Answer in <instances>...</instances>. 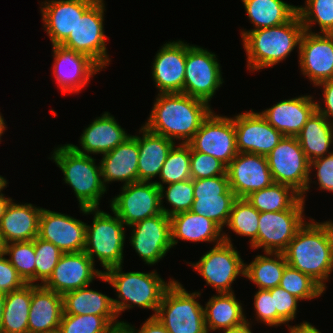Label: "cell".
<instances>
[{"instance_id":"cell-1","label":"cell","mask_w":333,"mask_h":333,"mask_svg":"<svg viewBox=\"0 0 333 333\" xmlns=\"http://www.w3.org/2000/svg\"><path fill=\"white\" fill-rule=\"evenodd\" d=\"M212 111L207 102L184 93H158L143 126L174 143L188 144Z\"/></svg>"},{"instance_id":"cell-2","label":"cell","mask_w":333,"mask_h":333,"mask_svg":"<svg viewBox=\"0 0 333 333\" xmlns=\"http://www.w3.org/2000/svg\"><path fill=\"white\" fill-rule=\"evenodd\" d=\"M306 221L283 252L288 265L309 275L325 291L333 266V221Z\"/></svg>"},{"instance_id":"cell-3","label":"cell","mask_w":333,"mask_h":333,"mask_svg":"<svg viewBox=\"0 0 333 333\" xmlns=\"http://www.w3.org/2000/svg\"><path fill=\"white\" fill-rule=\"evenodd\" d=\"M305 29L296 13L288 22L275 27L241 31L242 45L247 56V69L257 71L272 68L299 50Z\"/></svg>"},{"instance_id":"cell-4","label":"cell","mask_w":333,"mask_h":333,"mask_svg":"<svg viewBox=\"0 0 333 333\" xmlns=\"http://www.w3.org/2000/svg\"><path fill=\"white\" fill-rule=\"evenodd\" d=\"M122 266L103 270V275L99 278L111 285L117 293V298H112L117 316L137 306L154 311L151 317H155L165 291L175 279L170 278L167 283L155 269L148 273L140 271L124 273Z\"/></svg>"},{"instance_id":"cell-5","label":"cell","mask_w":333,"mask_h":333,"mask_svg":"<svg viewBox=\"0 0 333 333\" xmlns=\"http://www.w3.org/2000/svg\"><path fill=\"white\" fill-rule=\"evenodd\" d=\"M48 159L53 160L64 176V183L74 190L79 207L100 208V200L107 193L102 181L101 165L91 155L76 152L69 144L57 146Z\"/></svg>"},{"instance_id":"cell-6","label":"cell","mask_w":333,"mask_h":333,"mask_svg":"<svg viewBox=\"0 0 333 333\" xmlns=\"http://www.w3.org/2000/svg\"><path fill=\"white\" fill-rule=\"evenodd\" d=\"M79 208L83 215L94 214L92 224H86L84 252L94 264L98 259L105 271L123 265L126 225L113 211L114 216L99 208Z\"/></svg>"},{"instance_id":"cell-7","label":"cell","mask_w":333,"mask_h":333,"mask_svg":"<svg viewBox=\"0 0 333 333\" xmlns=\"http://www.w3.org/2000/svg\"><path fill=\"white\" fill-rule=\"evenodd\" d=\"M200 296V291L189 293L174 280L165 291L155 317L169 333H208L203 306L197 301Z\"/></svg>"},{"instance_id":"cell-8","label":"cell","mask_w":333,"mask_h":333,"mask_svg":"<svg viewBox=\"0 0 333 333\" xmlns=\"http://www.w3.org/2000/svg\"><path fill=\"white\" fill-rule=\"evenodd\" d=\"M229 236L223 231V242L214 245L196 263L189 262L206 281V285L212 286L216 293H234L232 283L237 277H244V260Z\"/></svg>"},{"instance_id":"cell-9","label":"cell","mask_w":333,"mask_h":333,"mask_svg":"<svg viewBox=\"0 0 333 333\" xmlns=\"http://www.w3.org/2000/svg\"><path fill=\"white\" fill-rule=\"evenodd\" d=\"M104 0H96L78 18L74 31L60 44L68 49L88 55L102 69L110 64L107 37L104 31Z\"/></svg>"},{"instance_id":"cell-10","label":"cell","mask_w":333,"mask_h":333,"mask_svg":"<svg viewBox=\"0 0 333 333\" xmlns=\"http://www.w3.org/2000/svg\"><path fill=\"white\" fill-rule=\"evenodd\" d=\"M217 60L214 52L188 43L183 93L209 104L224 83Z\"/></svg>"},{"instance_id":"cell-11","label":"cell","mask_w":333,"mask_h":333,"mask_svg":"<svg viewBox=\"0 0 333 333\" xmlns=\"http://www.w3.org/2000/svg\"><path fill=\"white\" fill-rule=\"evenodd\" d=\"M305 201L300 198L290 209L278 212H260L257 249L263 252L283 253L297 231L304 225Z\"/></svg>"},{"instance_id":"cell-12","label":"cell","mask_w":333,"mask_h":333,"mask_svg":"<svg viewBox=\"0 0 333 333\" xmlns=\"http://www.w3.org/2000/svg\"><path fill=\"white\" fill-rule=\"evenodd\" d=\"M267 160L273 182L288 185L300 195L306 191L310 161L296 137L284 136Z\"/></svg>"},{"instance_id":"cell-13","label":"cell","mask_w":333,"mask_h":333,"mask_svg":"<svg viewBox=\"0 0 333 333\" xmlns=\"http://www.w3.org/2000/svg\"><path fill=\"white\" fill-rule=\"evenodd\" d=\"M120 191L110 208L127 227L162 213L160 188L154 182H134Z\"/></svg>"},{"instance_id":"cell-14","label":"cell","mask_w":333,"mask_h":333,"mask_svg":"<svg viewBox=\"0 0 333 333\" xmlns=\"http://www.w3.org/2000/svg\"><path fill=\"white\" fill-rule=\"evenodd\" d=\"M188 144L194 151L211 155L227 166L238 154L234 116H221L213 110Z\"/></svg>"},{"instance_id":"cell-15","label":"cell","mask_w":333,"mask_h":333,"mask_svg":"<svg viewBox=\"0 0 333 333\" xmlns=\"http://www.w3.org/2000/svg\"><path fill=\"white\" fill-rule=\"evenodd\" d=\"M194 201L190 211L211 219L222 229L228 222L232 206L237 199L225 175L195 179Z\"/></svg>"},{"instance_id":"cell-16","label":"cell","mask_w":333,"mask_h":333,"mask_svg":"<svg viewBox=\"0 0 333 333\" xmlns=\"http://www.w3.org/2000/svg\"><path fill=\"white\" fill-rule=\"evenodd\" d=\"M129 228L132 230L130 245L147 265H156L173 247L170 217L163 212Z\"/></svg>"},{"instance_id":"cell-17","label":"cell","mask_w":333,"mask_h":333,"mask_svg":"<svg viewBox=\"0 0 333 333\" xmlns=\"http://www.w3.org/2000/svg\"><path fill=\"white\" fill-rule=\"evenodd\" d=\"M52 74L62 93H79L102 68L88 55L52 45Z\"/></svg>"},{"instance_id":"cell-18","label":"cell","mask_w":333,"mask_h":333,"mask_svg":"<svg viewBox=\"0 0 333 333\" xmlns=\"http://www.w3.org/2000/svg\"><path fill=\"white\" fill-rule=\"evenodd\" d=\"M234 125L238 153H253L267 157L284 137L260 112L253 109L235 115Z\"/></svg>"},{"instance_id":"cell-19","label":"cell","mask_w":333,"mask_h":333,"mask_svg":"<svg viewBox=\"0 0 333 333\" xmlns=\"http://www.w3.org/2000/svg\"><path fill=\"white\" fill-rule=\"evenodd\" d=\"M298 56L301 73L313 86L333 79V34L305 31Z\"/></svg>"},{"instance_id":"cell-20","label":"cell","mask_w":333,"mask_h":333,"mask_svg":"<svg viewBox=\"0 0 333 333\" xmlns=\"http://www.w3.org/2000/svg\"><path fill=\"white\" fill-rule=\"evenodd\" d=\"M84 252L63 253L49 279L42 285L63 295L66 292L90 286L95 278L103 275Z\"/></svg>"},{"instance_id":"cell-21","label":"cell","mask_w":333,"mask_h":333,"mask_svg":"<svg viewBox=\"0 0 333 333\" xmlns=\"http://www.w3.org/2000/svg\"><path fill=\"white\" fill-rule=\"evenodd\" d=\"M86 224L70 215L43 208L38 237L53 243L63 253L82 252L86 245Z\"/></svg>"},{"instance_id":"cell-22","label":"cell","mask_w":333,"mask_h":333,"mask_svg":"<svg viewBox=\"0 0 333 333\" xmlns=\"http://www.w3.org/2000/svg\"><path fill=\"white\" fill-rule=\"evenodd\" d=\"M229 187L237 198H246L273 183L266 156L238 153L227 165Z\"/></svg>"},{"instance_id":"cell-23","label":"cell","mask_w":333,"mask_h":333,"mask_svg":"<svg viewBox=\"0 0 333 333\" xmlns=\"http://www.w3.org/2000/svg\"><path fill=\"white\" fill-rule=\"evenodd\" d=\"M187 51L182 40L166 42L157 51L151 73L158 93H183Z\"/></svg>"},{"instance_id":"cell-24","label":"cell","mask_w":333,"mask_h":333,"mask_svg":"<svg viewBox=\"0 0 333 333\" xmlns=\"http://www.w3.org/2000/svg\"><path fill=\"white\" fill-rule=\"evenodd\" d=\"M96 0H45L40 5L43 29L52 45H60L74 31L78 18Z\"/></svg>"},{"instance_id":"cell-25","label":"cell","mask_w":333,"mask_h":333,"mask_svg":"<svg viewBox=\"0 0 333 333\" xmlns=\"http://www.w3.org/2000/svg\"><path fill=\"white\" fill-rule=\"evenodd\" d=\"M101 115L84 128L78 141L81 146L68 143L76 152L83 155H104L131 136L110 112Z\"/></svg>"},{"instance_id":"cell-26","label":"cell","mask_w":333,"mask_h":333,"mask_svg":"<svg viewBox=\"0 0 333 333\" xmlns=\"http://www.w3.org/2000/svg\"><path fill=\"white\" fill-rule=\"evenodd\" d=\"M315 110L313 96L301 95L279 101L260 114L283 136L296 137Z\"/></svg>"},{"instance_id":"cell-27","label":"cell","mask_w":333,"mask_h":333,"mask_svg":"<svg viewBox=\"0 0 333 333\" xmlns=\"http://www.w3.org/2000/svg\"><path fill=\"white\" fill-rule=\"evenodd\" d=\"M138 135H131L100 160L102 181L107 184L123 182L122 185L138 182ZM111 182V183H110Z\"/></svg>"},{"instance_id":"cell-28","label":"cell","mask_w":333,"mask_h":333,"mask_svg":"<svg viewBox=\"0 0 333 333\" xmlns=\"http://www.w3.org/2000/svg\"><path fill=\"white\" fill-rule=\"evenodd\" d=\"M12 199L0 222V234L5 244L34 240L39 232L42 207L31 203H15Z\"/></svg>"},{"instance_id":"cell-29","label":"cell","mask_w":333,"mask_h":333,"mask_svg":"<svg viewBox=\"0 0 333 333\" xmlns=\"http://www.w3.org/2000/svg\"><path fill=\"white\" fill-rule=\"evenodd\" d=\"M63 315L62 295L42 285L32 284L28 332L40 333L59 329Z\"/></svg>"},{"instance_id":"cell-30","label":"cell","mask_w":333,"mask_h":333,"mask_svg":"<svg viewBox=\"0 0 333 333\" xmlns=\"http://www.w3.org/2000/svg\"><path fill=\"white\" fill-rule=\"evenodd\" d=\"M138 135V182H154L156 176L159 177L165 160L176 144L170 139L152 133L143 125L139 128Z\"/></svg>"},{"instance_id":"cell-31","label":"cell","mask_w":333,"mask_h":333,"mask_svg":"<svg viewBox=\"0 0 333 333\" xmlns=\"http://www.w3.org/2000/svg\"><path fill=\"white\" fill-rule=\"evenodd\" d=\"M172 245L178 239L190 242H210L214 245L224 241L223 229L209 218L192 211L182 212L170 217Z\"/></svg>"},{"instance_id":"cell-32","label":"cell","mask_w":333,"mask_h":333,"mask_svg":"<svg viewBox=\"0 0 333 333\" xmlns=\"http://www.w3.org/2000/svg\"><path fill=\"white\" fill-rule=\"evenodd\" d=\"M203 306L207 332L223 331L242 324L246 320L241 301L234 293L213 295Z\"/></svg>"},{"instance_id":"cell-33","label":"cell","mask_w":333,"mask_h":333,"mask_svg":"<svg viewBox=\"0 0 333 333\" xmlns=\"http://www.w3.org/2000/svg\"><path fill=\"white\" fill-rule=\"evenodd\" d=\"M309 161L333 152V124L315 110L296 136Z\"/></svg>"},{"instance_id":"cell-34","label":"cell","mask_w":333,"mask_h":333,"mask_svg":"<svg viewBox=\"0 0 333 333\" xmlns=\"http://www.w3.org/2000/svg\"><path fill=\"white\" fill-rule=\"evenodd\" d=\"M89 286L62 295L63 314L117 316L112 298Z\"/></svg>"},{"instance_id":"cell-35","label":"cell","mask_w":333,"mask_h":333,"mask_svg":"<svg viewBox=\"0 0 333 333\" xmlns=\"http://www.w3.org/2000/svg\"><path fill=\"white\" fill-rule=\"evenodd\" d=\"M246 14L258 30L275 27L288 22L296 13L297 6L283 0H242Z\"/></svg>"},{"instance_id":"cell-36","label":"cell","mask_w":333,"mask_h":333,"mask_svg":"<svg viewBox=\"0 0 333 333\" xmlns=\"http://www.w3.org/2000/svg\"><path fill=\"white\" fill-rule=\"evenodd\" d=\"M32 300V284L6 293L0 333H29L28 319Z\"/></svg>"},{"instance_id":"cell-37","label":"cell","mask_w":333,"mask_h":333,"mask_svg":"<svg viewBox=\"0 0 333 333\" xmlns=\"http://www.w3.org/2000/svg\"><path fill=\"white\" fill-rule=\"evenodd\" d=\"M264 254L256 255L249 264L245 263L244 277L256 284L258 289H271L279 286L287 262L283 253Z\"/></svg>"},{"instance_id":"cell-38","label":"cell","mask_w":333,"mask_h":333,"mask_svg":"<svg viewBox=\"0 0 333 333\" xmlns=\"http://www.w3.org/2000/svg\"><path fill=\"white\" fill-rule=\"evenodd\" d=\"M300 198L301 195L292 187L273 182L251 193L246 200L259 212H278L290 209Z\"/></svg>"},{"instance_id":"cell-39","label":"cell","mask_w":333,"mask_h":333,"mask_svg":"<svg viewBox=\"0 0 333 333\" xmlns=\"http://www.w3.org/2000/svg\"><path fill=\"white\" fill-rule=\"evenodd\" d=\"M260 212L246 198H237L232 206L226 227L249 238L250 248L257 249L258 222Z\"/></svg>"},{"instance_id":"cell-40","label":"cell","mask_w":333,"mask_h":333,"mask_svg":"<svg viewBox=\"0 0 333 333\" xmlns=\"http://www.w3.org/2000/svg\"><path fill=\"white\" fill-rule=\"evenodd\" d=\"M124 321L118 316L63 314L59 325L60 333H111L122 327Z\"/></svg>"},{"instance_id":"cell-41","label":"cell","mask_w":333,"mask_h":333,"mask_svg":"<svg viewBox=\"0 0 333 333\" xmlns=\"http://www.w3.org/2000/svg\"><path fill=\"white\" fill-rule=\"evenodd\" d=\"M190 157V145L180 144L177 141V145L175 144L172 147L161 169L159 179L162 182L156 180L154 183L160 187L163 186V184L167 185L191 179Z\"/></svg>"},{"instance_id":"cell-42","label":"cell","mask_w":333,"mask_h":333,"mask_svg":"<svg viewBox=\"0 0 333 333\" xmlns=\"http://www.w3.org/2000/svg\"><path fill=\"white\" fill-rule=\"evenodd\" d=\"M297 14L305 31L313 33L312 26L318 24L320 32L333 34V0H306L297 6Z\"/></svg>"},{"instance_id":"cell-43","label":"cell","mask_w":333,"mask_h":333,"mask_svg":"<svg viewBox=\"0 0 333 333\" xmlns=\"http://www.w3.org/2000/svg\"><path fill=\"white\" fill-rule=\"evenodd\" d=\"M284 290L301 300L319 298L325 290L309 275L286 265L279 284Z\"/></svg>"},{"instance_id":"cell-44","label":"cell","mask_w":333,"mask_h":333,"mask_svg":"<svg viewBox=\"0 0 333 333\" xmlns=\"http://www.w3.org/2000/svg\"><path fill=\"white\" fill-rule=\"evenodd\" d=\"M159 188L161 209L167 216L171 217L182 212L190 211L194 201L193 179L167 184V186H160ZM164 197L172 208L169 209L163 205Z\"/></svg>"},{"instance_id":"cell-45","label":"cell","mask_w":333,"mask_h":333,"mask_svg":"<svg viewBox=\"0 0 333 333\" xmlns=\"http://www.w3.org/2000/svg\"><path fill=\"white\" fill-rule=\"evenodd\" d=\"M5 255L22 279L35 285V239L5 244Z\"/></svg>"},{"instance_id":"cell-46","label":"cell","mask_w":333,"mask_h":333,"mask_svg":"<svg viewBox=\"0 0 333 333\" xmlns=\"http://www.w3.org/2000/svg\"><path fill=\"white\" fill-rule=\"evenodd\" d=\"M62 254L53 243L35 238V285H43L49 279Z\"/></svg>"},{"instance_id":"cell-47","label":"cell","mask_w":333,"mask_h":333,"mask_svg":"<svg viewBox=\"0 0 333 333\" xmlns=\"http://www.w3.org/2000/svg\"><path fill=\"white\" fill-rule=\"evenodd\" d=\"M190 174L191 179L210 178L226 174L227 166L219 159L207 155L191 148L190 157Z\"/></svg>"},{"instance_id":"cell-48","label":"cell","mask_w":333,"mask_h":333,"mask_svg":"<svg viewBox=\"0 0 333 333\" xmlns=\"http://www.w3.org/2000/svg\"><path fill=\"white\" fill-rule=\"evenodd\" d=\"M268 290L273 297L274 310H277V327L283 324L289 330L292 326L288 323L295 319L300 300L280 286Z\"/></svg>"},{"instance_id":"cell-49","label":"cell","mask_w":333,"mask_h":333,"mask_svg":"<svg viewBox=\"0 0 333 333\" xmlns=\"http://www.w3.org/2000/svg\"><path fill=\"white\" fill-rule=\"evenodd\" d=\"M317 171L315 176L317 178V181H312L311 173L313 171ZM309 180L307 182L306 191L301 195V198L305 201V198L307 196V193L310 189V184L316 183L319 185L320 190L329 191L330 193H333V152L330 154H327L323 157L314 159L310 161V167H309ZM306 194V195H305Z\"/></svg>"},{"instance_id":"cell-50","label":"cell","mask_w":333,"mask_h":333,"mask_svg":"<svg viewBox=\"0 0 333 333\" xmlns=\"http://www.w3.org/2000/svg\"><path fill=\"white\" fill-rule=\"evenodd\" d=\"M254 310L257 322L269 327L277 326V310H274L273 297L268 289H258L254 294Z\"/></svg>"},{"instance_id":"cell-51","label":"cell","mask_w":333,"mask_h":333,"mask_svg":"<svg viewBox=\"0 0 333 333\" xmlns=\"http://www.w3.org/2000/svg\"><path fill=\"white\" fill-rule=\"evenodd\" d=\"M27 284L10 263L5 253L0 255V292L9 293Z\"/></svg>"},{"instance_id":"cell-52","label":"cell","mask_w":333,"mask_h":333,"mask_svg":"<svg viewBox=\"0 0 333 333\" xmlns=\"http://www.w3.org/2000/svg\"><path fill=\"white\" fill-rule=\"evenodd\" d=\"M316 86H318L319 88L322 87V100H324V106H321L320 101L317 100L316 110L321 113L330 123L333 124V79L320 82Z\"/></svg>"},{"instance_id":"cell-53","label":"cell","mask_w":333,"mask_h":333,"mask_svg":"<svg viewBox=\"0 0 333 333\" xmlns=\"http://www.w3.org/2000/svg\"><path fill=\"white\" fill-rule=\"evenodd\" d=\"M131 333H169L156 317H149L145 320L139 330L132 324L124 322L123 324Z\"/></svg>"},{"instance_id":"cell-54","label":"cell","mask_w":333,"mask_h":333,"mask_svg":"<svg viewBox=\"0 0 333 333\" xmlns=\"http://www.w3.org/2000/svg\"><path fill=\"white\" fill-rule=\"evenodd\" d=\"M289 333H321L315 326L311 325L310 322L303 321L298 325H294L289 329Z\"/></svg>"},{"instance_id":"cell-55","label":"cell","mask_w":333,"mask_h":333,"mask_svg":"<svg viewBox=\"0 0 333 333\" xmlns=\"http://www.w3.org/2000/svg\"><path fill=\"white\" fill-rule=\"evenodd\" d=\"M252 323L246 319L242 324L232 327L230 329L223 330V333H253L252 332Z\"/></svg>"},{"instance_id":"cell-56","label":"cell","mask_w":333,"mask_h":333,"mask_svg":"<svg viewBox=\"0 0 333 333\" xmlns=\"http://www.w3.org/2000/svg\"><path fill=\"white\" fill-rule=\"evenodd\" d=\"M4 195L5 194L2 193V191H1L0 192V222H1L2 217L4 216V212L6 210L7 205L12 200L11 197H6Z\"/></svg>"},{"instance_id":"cell-57","label":"cell","mask_w":333,"mask_h":333,"mask_svg":"<svg viewBox=\"0 0 333 333\" xmlns=\"http://www.w3.org/2000/svg\"><path fill=\"white\" fill-rule=\"evenodd\" d=\"M6 122L4 120V117L2 116L1 112H0V143H1V136L2 134L4 135V132L6 131Z\"/></svg>"},{"instance_id":"cell-58","label":"cell","mask_w":333,"mask_h":333,"mask_svg":"<svg viewBox=\"0 0 333 333\" xmlns=\"http://www.w3.org/2000/svg\"><path fill=\"white\" fill-rule=\"evenodd\" d=\"M5 296H6L5 293L0 292V328H1V323H2V314H3Z\"/></svg>"},{"instance_id":"cell-59","label":"cell","mask_w":333,"mask_h":333,"mask_svg":"<svg viewBox=\"0 0 333 333\" xmlns=\"http://www.w3.org/2000/svg\"><path fill=\"white\" fill-rule=\"evenodd\" d=\"M111 333H131L124 325L114 329Z\"/></svg>"},{"instance_id":"cell-60","label":"cell","mask_w":333,"mask_h":333,"mask_svg":"<svg viewBox=\"0 0 333 333\" xmlns=\"http://www.w3.org/2000/svg\"><path fill=\"white\" fill-rule=\"evenodd\" d=\"M7 184L8 180H6V178L0 175V192L3 191L4 188H6Z\"/></svg>"},{"instance_id":"cell-61","label":"cell","mask_w":333,"mask_h":333,"mask_svg":"<svg viewBox=\"0 0 333 333\" xmlns=\"http://www.w3.org/2000/svg\"><path fill=\"white\" fill-rule=\"evenodd\" d=\"M5 253V243L3 241V238L0 234V255Z\"/></svg>"},{"instance_id":"cell-62","label":"cell","mask_w":333,"mask_h":333,"mask_svg":"<svg viewBox=\"0 0 333 333\" xmlns=\"http://www.w3.org/2000/svg\"><path fill=\"white\" fill-rule=\"evenodd\" d=\"M40 333H60V331H59V329H55V330L40 332Z\"/></svg>"}]
</instances>
